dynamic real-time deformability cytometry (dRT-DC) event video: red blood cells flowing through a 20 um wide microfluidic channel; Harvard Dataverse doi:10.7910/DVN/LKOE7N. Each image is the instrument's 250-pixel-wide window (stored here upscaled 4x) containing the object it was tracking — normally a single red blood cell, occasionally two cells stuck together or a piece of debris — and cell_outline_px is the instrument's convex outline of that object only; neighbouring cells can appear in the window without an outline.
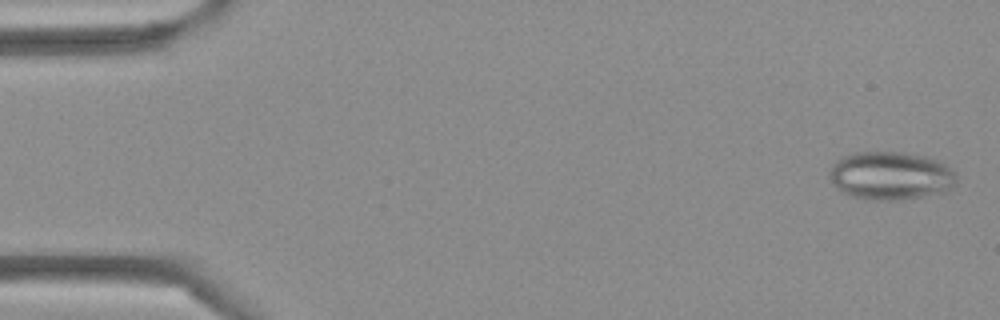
{"species": "Egyptian fruit bat (a non-hibernating species)", "species_latin": "Rousettus aegyptiacus", "temperature_condition": "cold", "stored_images_in_passage": 4, "camera_frame_rate_fps": 3000, "um_per_image_px": 0.085, "frame": {"image": 1, "passage_image": 1, "time_ms": 0.0, "image_size_px": [1000, 320], "cell_outline_px": [[956, 184], [952, 188], [944, 192], [900, 200], [864, 200], [848, 196], [840, 192], [832, 184], [828, 176], [832, 164], [836, 160], [844, 156], [856, 152], [904, 152], [924, 156], [940, 160], [952, 168], [956, 176]], "centroid_in_image_um": [75.68, 14.95], "position_along_channel_um": 9.3, "area_um2": 36.36}}